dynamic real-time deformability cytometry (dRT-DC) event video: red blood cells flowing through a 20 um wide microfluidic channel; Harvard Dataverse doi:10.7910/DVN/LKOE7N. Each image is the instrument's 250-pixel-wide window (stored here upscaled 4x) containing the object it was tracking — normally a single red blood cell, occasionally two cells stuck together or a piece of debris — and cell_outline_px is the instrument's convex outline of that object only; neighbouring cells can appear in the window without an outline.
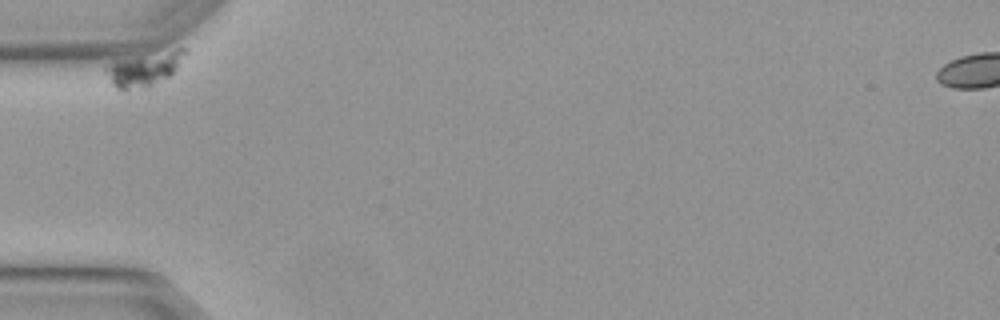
{"species": "Egyptian fruit bat (a non-hibernating species)", "species_latin": "Rousettus aegyptiacus", "temperature_condition": "warm", "stored_images_in_passage": 3, "camera_frame_rate_fps": 3000, "um_per_image_px": 0.085, "animal": {"sex": "female"}, "frame": {"image": 1, "passage_image": 1, "time_ms": 0.0, "image_size_px": [1000, 320], "cell_outline_px": [[188, 52], [176, 68], [168, 76], [144, 88], [124, 92], [116, 88], [112, 84], [104, 72], [104, 64], [112, 60], [180, 44], [188, 48]], "centroid_in_image_um": [12.26, 5.76], "position_along_channel_um": 72.7, "area_um2": 16.99}}
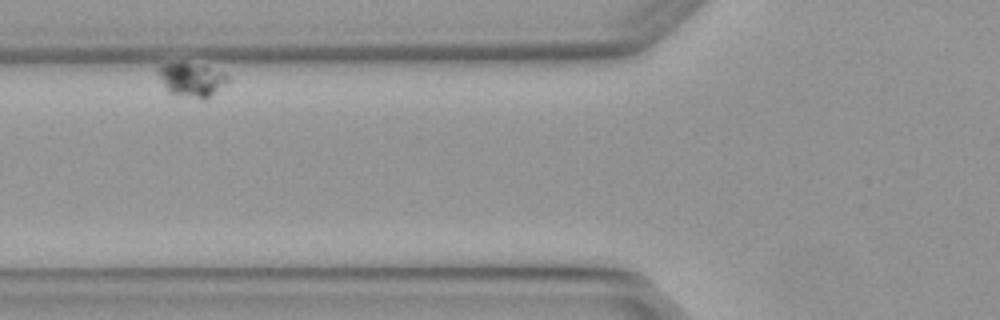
{"frame": {"image": 2, "passage_image": 2, "time_ms": 0.333, "image_size_px": [1000, 320], "cell_outline_px": [[228, 80], [212, 96], [204, 100], [200, 100], [168, 92], [164, 88], [156, 72], [156, 68], [160, 64], [180, 60], [224, 72], [228, 76]], "centroid_in_image_um": [16.2, 6.75], "position_along_channel_um": 109.6, "area_um2": 14.16}}
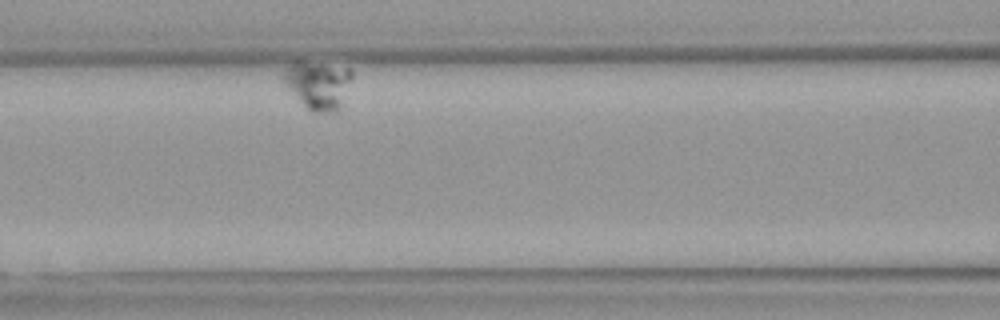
{"frame": {"image": 3, "passage_image": 3, "time_ms": 0.667, "image_size_px": [1000, 320], "cell_outline_px": [[352, 76], [340, 104], [336, 112], [312, 112], [284, 84], [280, 76], [284, 68], [296, 60], [352, 68]], "centroid_in_image_um": [26.98, 7.17], "position_along_channel_um": 139.6, "area_um2": 18.96}}